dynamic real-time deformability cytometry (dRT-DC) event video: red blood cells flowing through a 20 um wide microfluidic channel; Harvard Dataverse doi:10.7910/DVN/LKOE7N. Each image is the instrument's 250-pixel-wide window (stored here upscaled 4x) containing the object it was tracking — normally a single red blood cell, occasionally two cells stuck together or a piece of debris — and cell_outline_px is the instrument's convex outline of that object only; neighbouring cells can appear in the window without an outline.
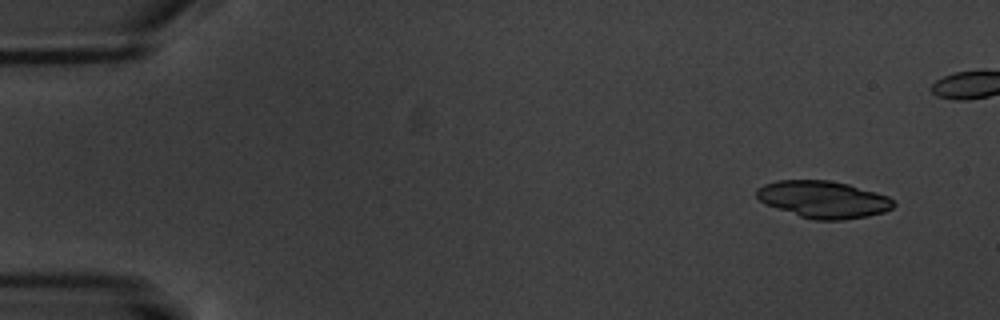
{"species": "common noctule bat (a hibernating species)", "species_latin": "Nyctalus noctula", "temperature_condition": "warm", "stored_images_in_passage": 13, "camera_frame_rate_fps": 3000, "um_per_image_px": 0.085, "animal": {"sex": "male", "body_mass_g": 20.1, "forearm_length_mm": 53.5}, "frame": {"image": 1, "passage_image": 1, "time_ms": 0.0, "image_size_px": [1000, 320], "cell_outline_px": [[896, 204], [892, 208], [884, 212], [868, 216], [844, 220], [816, 220], [800, 216], [764, 204], [756, 196], [756, 188], [764, 184], [776, 180], [828, 180], [848, 184], [888, 196]], "centroid_in_image_um": [69.96, 16.95], "position_along_channel_um": 15.0, "area_um2": 29.59}}
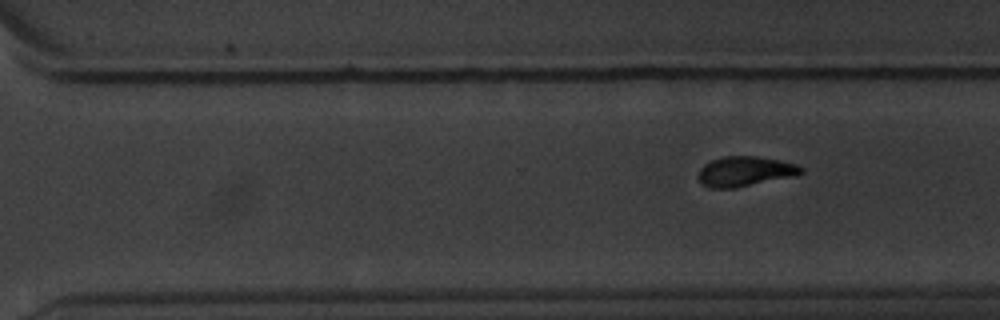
{"frame": {"image": 2, "passage_image": 13, "time_ms": 14.667, "image_size_px": [1000, 320], "cell_outline_px": [[804, 172], [796, 176], [736, 188], [708, 188], [700, 184], [700, 168], [704, 164], [712, 160], [724, 156], [756, 156], [796, 164], [804, 168]], "centroid_in_image_um": [63.34, 14.58], "position_along_channel_um": 307.3, "area_um2": 17.98}}